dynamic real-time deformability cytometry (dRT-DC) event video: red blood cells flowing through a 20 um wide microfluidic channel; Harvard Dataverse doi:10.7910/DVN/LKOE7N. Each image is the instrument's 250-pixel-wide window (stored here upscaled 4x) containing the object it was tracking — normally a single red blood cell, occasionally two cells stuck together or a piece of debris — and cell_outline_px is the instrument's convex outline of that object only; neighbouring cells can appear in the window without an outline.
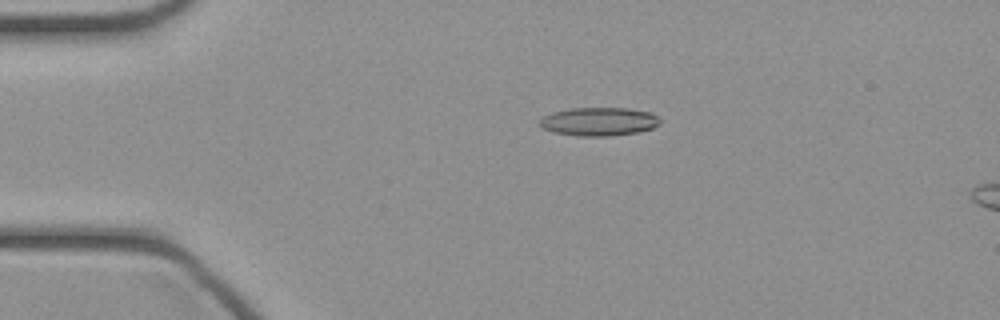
{"species": "common noctule bat (a hibernating species)", "species_latin": "Nyctalus noctula", "temperature_condition": "cold", "stored_images_in_passage": 37, "camera_frame_rate_fps": 3000, "um_per_image_px": 0.085, "animal": {"sex": "female", "body_mass_g": 21.9}, "frame": {"image": 1, "passage_image": 1, "time_ms": 0.0, "image_size_px": [1000, 320], "cell_outline_px": [[660, 124], [652, 128], [640, 132], [608, 136], [576, 136], [552, 132], [540, 128], [540, 120], [544, 116], [552, 112], [572, 108], [628, 108], [648, 112], [656, 116], [660, 120]], "centroid_in_image_um": [50.88, 10.34], "position_along_channel_um": 34.1, "area_um2": 20.0}}
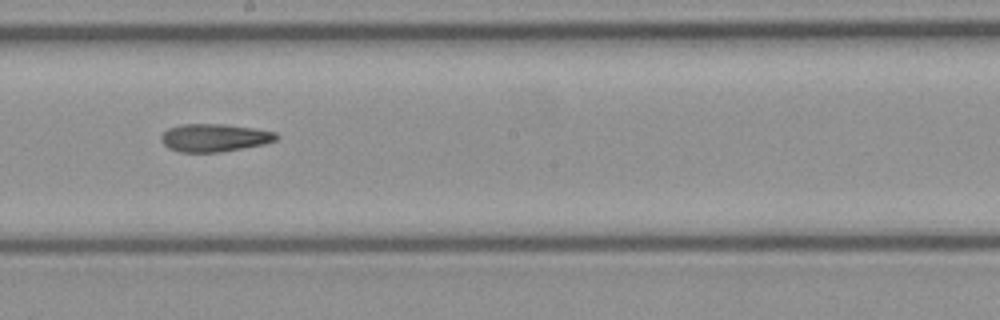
{"frame": {"image": 2, "passage_image": 17, "time_ms": 5.333, "image_size_px": [1000, 320], "cell_outline_px": [[280, 136], [276, 140], [264, 144], [220, 152], [180, 152], [168, 148], [160, 140], [160, 136], [168, 128], [180, 124], [224, 124], [252, 128], [276, 132]], "centroid_in_image_um": [18.21, 11.7], "position_along_channel_um": 230.0, "area_um2": 18.73}}
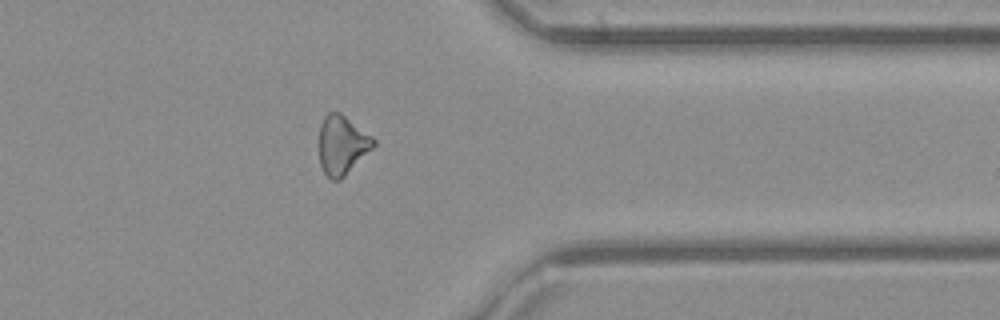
{"frame": {"image": 3, "passage_image": 28, "time_ms": 9.0, "image_size_px": [1000, 320], "cell_outline_px": [[376, 144], [340, 180], [332, 180], [324, 172], [320, 164], [316, 144], [320, 124], [324, 116], [328, 112], [340, 112], [372, 136], [376, 140]], "centroid_in_image_um": [29.01, 12.3], "position_along_channel_um": 382.4, "area_um2": 19.02}}